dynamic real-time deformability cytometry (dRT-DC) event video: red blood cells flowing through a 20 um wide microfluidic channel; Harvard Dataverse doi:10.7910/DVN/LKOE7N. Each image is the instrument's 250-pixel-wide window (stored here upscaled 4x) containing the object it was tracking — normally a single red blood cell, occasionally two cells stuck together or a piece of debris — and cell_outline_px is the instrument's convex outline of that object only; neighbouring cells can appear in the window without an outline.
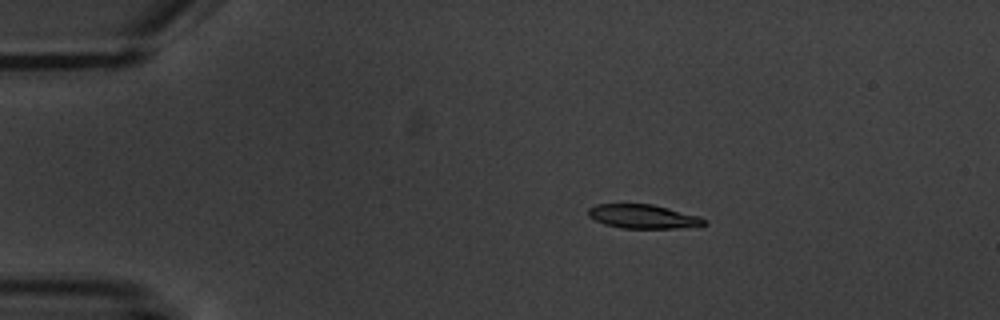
{"species": "common noctule bat (a hibernating species)", "species_latin": "Nyctalus noctula", "temperature_condition": "warm", "stored_images_in_passage": 6, "camera_frame_rate_fps": 3000, "um_per_image_px": 0.085, "animal": {"sex": "male", "body_mass_g": 20.1, "forearm_length_mm": 53.5}, "frame": {"image": 1, "passage_image": 3, "time_ms": 2.333, "image_size_px": [1000, 320], "cell_outline_px": [[708, 224], [676, 228], [620, 228], [604, 224], [588, 216], [588, 208], [596, 204], [652, 204], [700, 216], [708, 220]], "centroid_in_image_um": [54.67, 18.4], "position_along_channel_um": 30.3, "area_um2": 16.18}}